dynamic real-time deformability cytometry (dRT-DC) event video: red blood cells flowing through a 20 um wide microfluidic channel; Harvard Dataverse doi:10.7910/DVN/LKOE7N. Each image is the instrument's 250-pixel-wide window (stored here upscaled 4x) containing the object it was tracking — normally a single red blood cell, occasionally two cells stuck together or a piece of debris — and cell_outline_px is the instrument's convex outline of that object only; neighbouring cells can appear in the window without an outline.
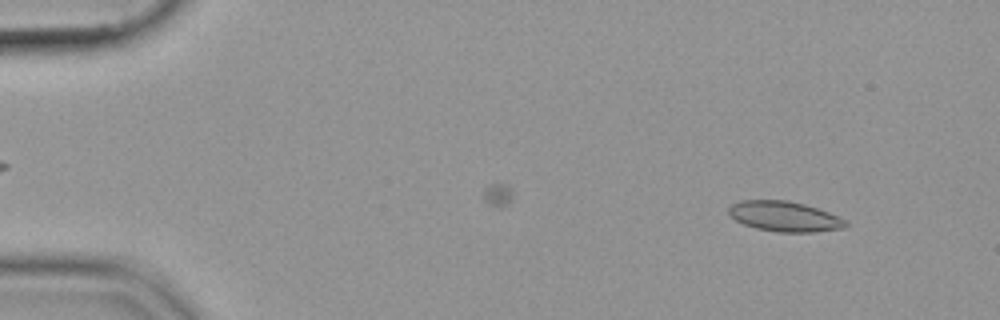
{"species": "common noctule bat (a hibernating species)", "species_latin": "Nyctalus noctula", "temperature_condition": "cold", "stored_images_in_passage": 54, "camera_frame_rate_fps": 3000, "um_per_image_px": 0.085, "animal": {"sex": "female", "body_mass_g": 19.9}, "frame": {"image": 1, "passage_image": 5, "time_ms": 1.333, "image_size_px": [1000, 320], "cell_outline_px": [[848, 224], [844, 228], [812, 232], [776, 232], [756, 228], [744, 224], [736, 220], [728, 212], [728, 208], [732, 204], [740, 200], [788, 200], [804, 204], [828, 212], [848, 220]], "centroid_in_image_um": [66.7, 18.39], "position_along_channel_um": 18.3, "area_um2": 20.58}}
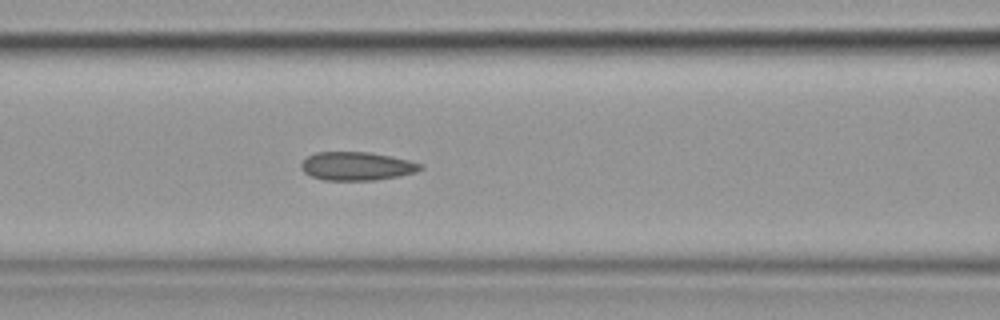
{"frame": {"image": 2, "passage_image": 23, "time_ms": 7.333, "image_size_px": [1000, 320], "cell_outline_px": [[424, 168], [416, 172], [400, 176], [376, 180], [324, 180], [312, 176], [304, 172], [300, 168], [300, 164], [308, 156], [316, 152], [368, 152], [392, 156], [424, 164]], "centroid_in_image_um": [30.36, 14.12], "position_along_channel_um": 136.2, "area_um2": 19.88}}
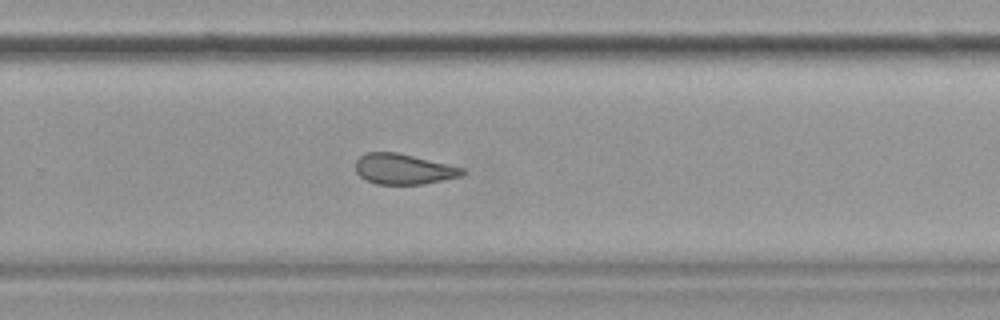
{"frame": {"image": 3, "passage_image": 36, "time_ms": 11.667, "image_size_px": [1000, 320], "cell_outline_px": [[464, 172], [460, 176], [424, 184], [376, 184], [364, 180], [356, 172], [356, 160], [364, 152], [396, 152], [464, 168]], "centroid_in_image_um": [34.24, 14.37], "position_along_channel_um": 295.6, "area_um2": 18.84}}